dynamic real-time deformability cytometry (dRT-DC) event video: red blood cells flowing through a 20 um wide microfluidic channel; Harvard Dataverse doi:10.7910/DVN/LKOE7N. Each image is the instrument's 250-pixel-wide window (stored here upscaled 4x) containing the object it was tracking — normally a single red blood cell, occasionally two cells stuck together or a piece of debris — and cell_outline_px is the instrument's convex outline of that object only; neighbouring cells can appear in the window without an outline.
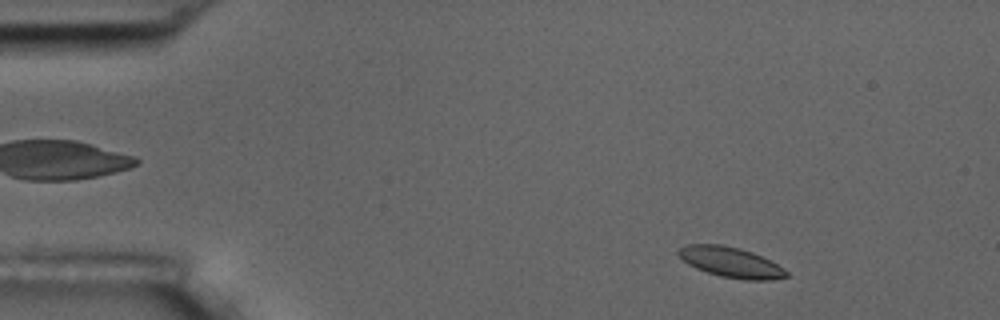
{"species": "common noctule bat (a hibernating species)", "species_latin": "Nyctalus noctula", "temperature_condition": "room temperature", "stored_images_in_passage": 53, "camera_frame_rate_fps": 3000, "um_per_image_px": 0.085, "animal": {"sex": "male", "body_mass_g": 17.5, "forearm_length_mm": 52.3}, "frame": {"image": 1, "passage_image": 4, "time_ms": 1.0, "image_size_px": [1000, 320], "cell_outline_px": [[788, 276], [768, 280], [748, 280], [720, 276], [696, 268], [688, 264], [676, 252], [680, 248], [688, 244], [720, 244], [740, 248], [752, 252], [784, 268], [788, 272]], "centroid_in_image_um": [62.11, 22.28], "position_along_channel_um": 22.9, "area_um2": 18.79}}
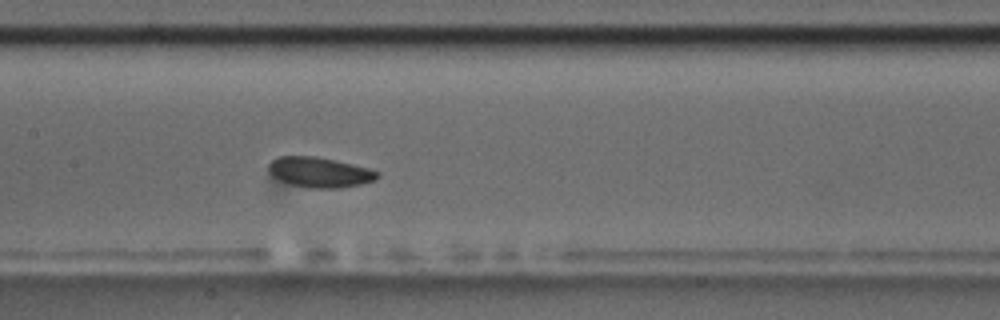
{"frame": {"image": 2, "passage_image": 24, "time_ms": 7.667, "image_size_px": [1000, 320], "cell_outline_px": [[380, 176], [376, 180], [360, 184], [340, 188], [308, 188], [292, 184], [280, 180], [272, 176], [268, 172], [268, 164], [272, 160], [280, 156], [316, 156], [352, 164], [368, 168], [380, 172]], "centroid_in_image_um": [27.17, 14.64], "position_along_channel_um": 180.2, "area_um2": 19.19}}
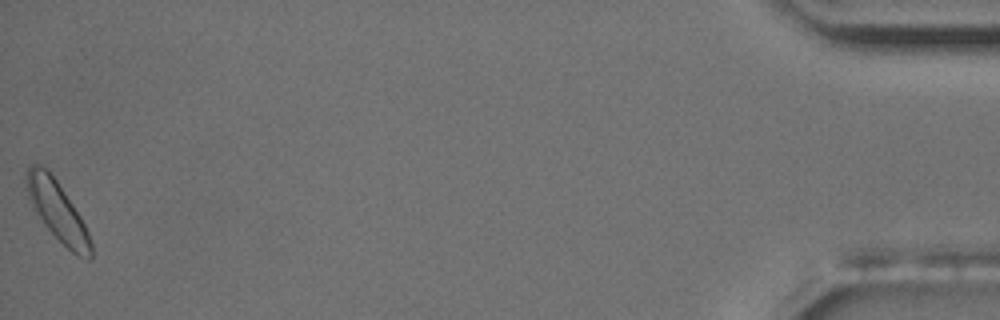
{"frame": {"image": 3, "passage_image": 53, "time_ms": 17.333, "image_size_px": [1000, 320], "cell_outline_px": [[92, 260], [88, 260], [76, 256], [44, 224], [36, 212], [28, 196], [28, 168], [32, 164], [40, 164], [56, 180], [80, 216], [88, 232], [92, 244]], "centroid_in_image_um": [4.94, 18.01], "position_along_channel_um": 430.3, "area_um2": 21.44}, "authors_computed_cell_mechanics": {"area_um2": 19.1318, "velocity_mm_per_s": 3.5702, "shape_relaxation_time_tau1_ms": 5.1118, "shape_relaxation_time_tau2_ms": null, "deformation_change_tau1": 0.1358, "deformation_change_tau2": null}}